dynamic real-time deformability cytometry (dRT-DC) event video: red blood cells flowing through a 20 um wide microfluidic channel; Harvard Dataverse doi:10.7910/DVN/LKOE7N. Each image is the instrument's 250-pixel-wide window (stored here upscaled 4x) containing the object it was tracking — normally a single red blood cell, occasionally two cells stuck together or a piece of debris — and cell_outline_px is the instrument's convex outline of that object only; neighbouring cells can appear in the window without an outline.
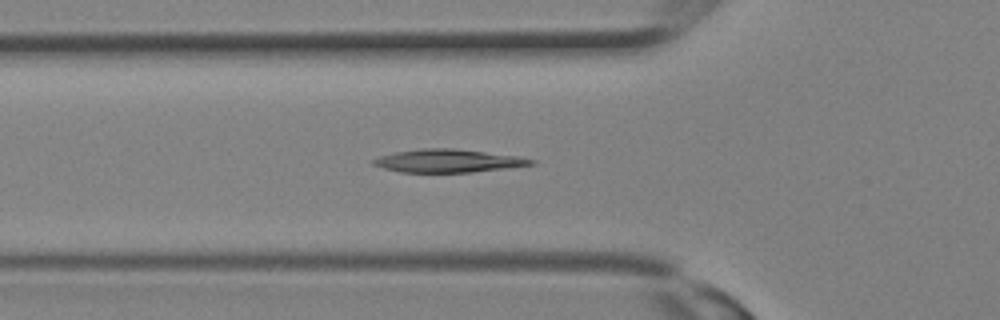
{"species": "Egyptian fruit bat (a non-hibernating species)", "species_latin": "Rousettus aegyptiacus", "temperature_condition": "room temperature", "stored_images_in_passage": 9, "camera_frame_rate_fps": 3000, "um_per_image_px": 0.085, "animal": {"sex": "female"}, "frame": {"image": 1, "passage_image": 3, "time_ms": 0.667, "image_size_px": [1000, 320], "cell_outline_px": [[536, 164], [508, 168], [472, 172], [400, 172], [384, 168], [372, 164], [372, 160], [380, 156], [396, 152], [420, 148], [456, 148], [520, 156], [536, 160]], "centroid_in_image_um": [38.15, 13.66], "position_along_channel_um": 87.7, "area_um2": 21.33}}
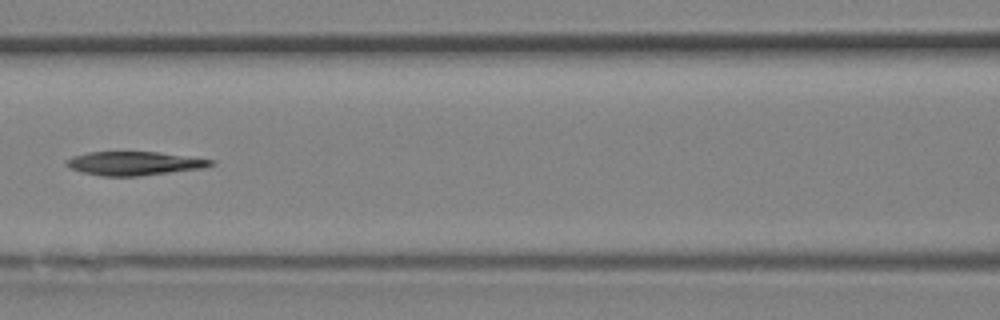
{"frame": {"image": 2, "passage_image": 6, "time_ms": 1.667, "image_size_px": [1000, 320], "cell_outline_px": [[216, 164], [204, 168], [140, 176], [104, 176], [84, 172], [72, 168], [64, 164], [64, 160], [72, 156], [88, 152], [156, 152], [216, 160]], "centroid_in_image_um": [11.44, 13.88], "position_along_channel_um": 155.2, "area_um2": 19.94}}
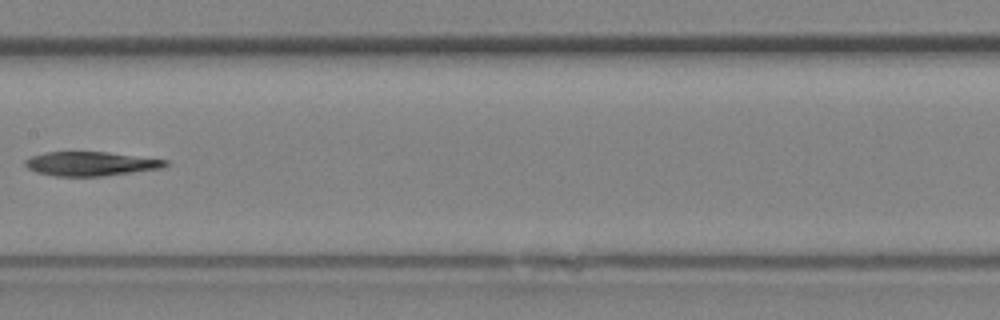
{"frame": {"image": 3, "passage_image": 8, "time_ms": 2.333, "image_size_px": [1000, 320], "cell_outline_px": [[168, 164], [164, 168], [100, 176], [56, 176], [36, 172], [28, 168], [24, 164], [24, 160], [32, 156], [44, 152], [108, 152], [168, 160]], "centroid_in_image_um": [7.71, 13.91], "position_along_channel_um": 199.7, "area_um2": 19.65}}